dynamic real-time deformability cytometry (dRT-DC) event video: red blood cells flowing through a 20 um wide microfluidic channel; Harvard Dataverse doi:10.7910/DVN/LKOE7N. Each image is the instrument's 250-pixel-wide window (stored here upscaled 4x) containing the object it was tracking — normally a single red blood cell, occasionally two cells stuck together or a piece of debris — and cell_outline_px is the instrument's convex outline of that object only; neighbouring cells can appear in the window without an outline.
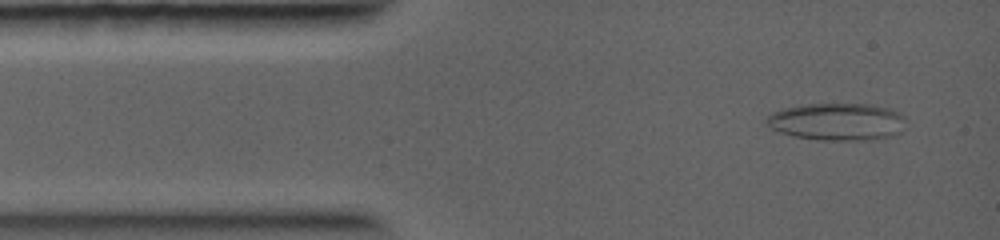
{"species": "common noctule bat (a hibernating species)", "species_latin": "Nyctalus noctula", "temperature_condition": "warm", "stored_images_in_passage": 28, "camera_frame_rate_fps": 5000, "um_per_image_px": 0.085, "animal": {"sex": "female", "body_mass_g": 19.0, "forearm_length_mm": 56.7}, "frame": {"image": 1, "passage_image": 2, "time_ms": 0.6, "image_size_px": [1000, 240], "cell_outline_px": [[904, 116], [900, 132], [892, 136], [868, 140], [816, 140], [792, 136], [776, 132], [764, 120], [772, 112], [784, 108], [808, 104], [868, 104], [888, 108], [900, 112]], "centroid_in_image_um": [71.12, 10.35], "position_along_channel_um": 13.9, "area_um2": 30.35}}
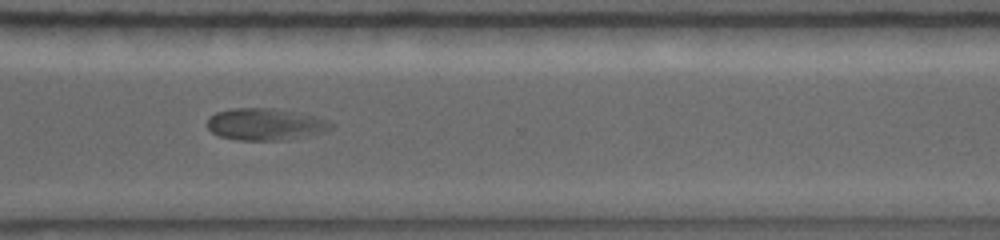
{"frame": {"image": 2, "passage_image": 17, "time_ms": 9.0, "image_size_px": [1000, 240], "cell_outline_px": [[332, 128], [324, 132], [312, 136], [284, 140], [236, 140], [220, 136], [212, 132], [208, 128], [208, 120], [216, 112], [232, 108], [272, 108], [316, 116], [328, 120], [332, 124]], "centroid_in_image_um": [22.59, 10.57], "position_along_channel_um": 348.0, "area_um2": 23.06}}
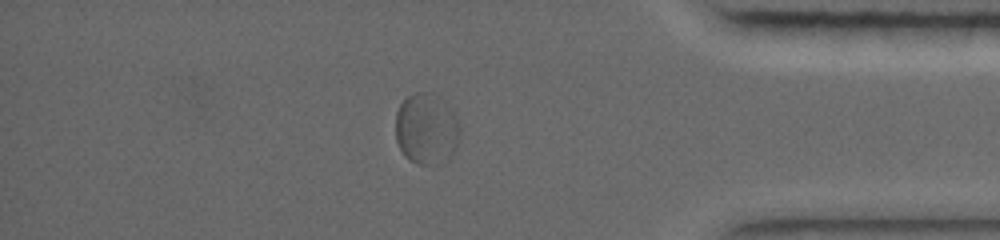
{"frame": {"image": 3, "passage_image": 21, "time_ms": 10.6, "image_size_px": [1000, 240], "cell_outline_px": [[460, 132], [456, 148], [452, 152], [424, 164], [416, 164], [408, 160], [404, 156], [396, 140], [396, 112], [400, 104], [408, 96], [416, 92], [428, 92], [440, 96], [452, 112], [460, 128]], "centroid_in_image_um": [36.19, 10.88], "position_along_channel_um": 399.0, "area_um2": 25.89}}